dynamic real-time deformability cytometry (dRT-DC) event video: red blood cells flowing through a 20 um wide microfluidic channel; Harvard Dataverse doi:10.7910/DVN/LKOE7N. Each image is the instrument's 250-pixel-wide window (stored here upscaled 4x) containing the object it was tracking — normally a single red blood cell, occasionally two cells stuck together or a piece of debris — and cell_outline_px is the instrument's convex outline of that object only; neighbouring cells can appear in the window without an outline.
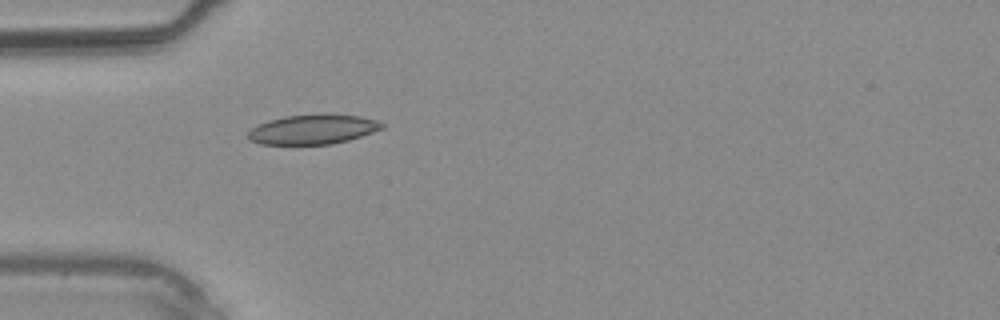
{"species": "common noctule bat (a hibernating species)", "species_latin": "Nyctalus noctula", "temperature_condition": "warm", "stored_images_in_passage": 1, "camera_frame_rate_fps": 3000, "um_per_image_px": 0.085, "animal": {"sex": "male", "body_mass_g": 20.4}, "frame": {"image": 1, "passage_image": 1, "time_ms": 0.0, "image_size_px": [1000, 320], "cell_outline_px": [[384, 128], [348, 140], [332, 144], [260, 144], [248, 140], [248, 132], [252, 128], [268, 120], [284, 116], [360, 116], [376, 120], [384, 124]], "centroid_in_image_um": [26.56, 11.03], "position_along_channel_um": 58.4, "area_um2": 22.37}}